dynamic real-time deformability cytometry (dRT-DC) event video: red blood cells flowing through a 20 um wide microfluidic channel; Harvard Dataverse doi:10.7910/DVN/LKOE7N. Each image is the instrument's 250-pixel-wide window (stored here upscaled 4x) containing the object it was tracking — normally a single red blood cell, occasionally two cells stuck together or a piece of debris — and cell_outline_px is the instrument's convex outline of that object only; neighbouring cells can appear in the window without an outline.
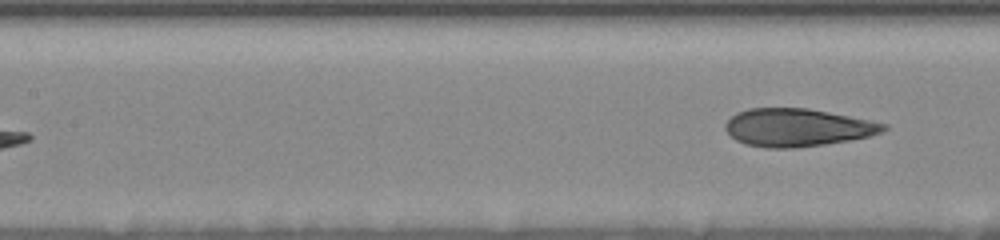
{"species": "human", "species_latin": "Homo sapiens", "temperature_condition": "room temperature", "stored_images_in_passage": 12, "segment_of_instrument_passage": [2, 2], "camera_frame_rate_fps": 3000, "um_per_image_px": 0.085, "donor": {"sex": "female"}, "frame": {"image": 1, "passage_image": 12, "time_ms": 9.333, "image_size_px": [1000, 240], "cell_outline_px": [[888, 128], [880, 132], [868, 136], [848, 140], [824, 144], [792, 148], [768, 148], [744, 144], [736, 140], [724, 128], [724, 124], [736, 112], [748, 108], [808, 108], [888, 124]], "centroid_in_image_um": [67.73, 10.83], "position_along_channel_um": 139.7, "area_um2": 34.62}}